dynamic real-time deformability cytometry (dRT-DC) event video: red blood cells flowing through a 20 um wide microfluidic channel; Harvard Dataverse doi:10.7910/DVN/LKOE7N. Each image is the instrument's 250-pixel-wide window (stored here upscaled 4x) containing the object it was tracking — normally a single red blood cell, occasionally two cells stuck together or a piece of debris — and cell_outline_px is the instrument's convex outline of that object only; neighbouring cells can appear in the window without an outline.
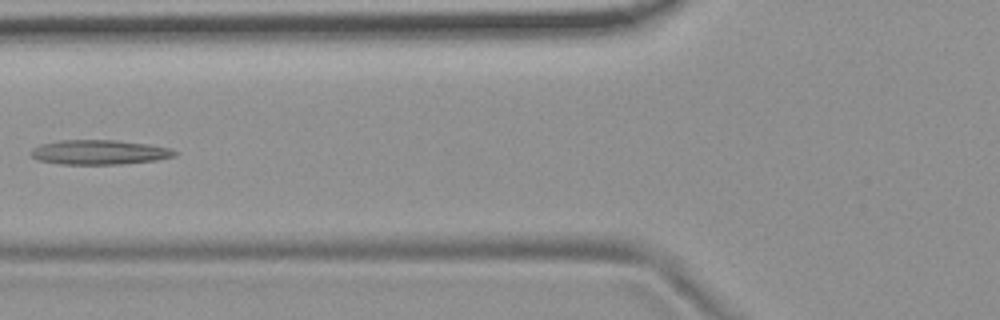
{"species": "common noctule bat (a hibernating species)", "species_latin": "Nyctalus noctula", "temperature_condition": "room temperature", "stored_images_in_passage": 7, "camera_frame_rate_fps": 3000, "um_per_image_px": 0.085, "animal": {"sex": "female", "body_mass_g": 19.9}, "frame": {"image": 1, "passage_image": 6, "time_ms": 1.667, "image_size_px": [1000, 320], "cell_outline_px": [[180, 152], [176, 156], [156, 160], [120, 164], [60, 164], [40, 160], [32, 156], [28, 152], [32, 148], [40, 144], [60, 140], [116, 140], [148, 144], [168, 148]], "centroid_in_image_um": [8.44, 12.93], "position_along_channel_um": 117.4, "area_um2": 20.63}}
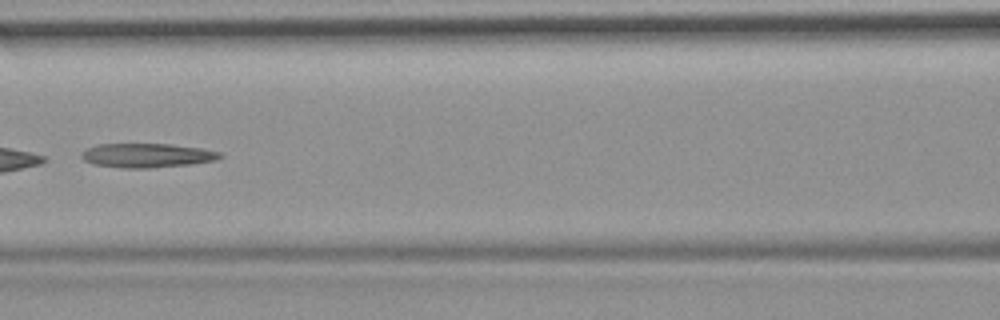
{"frame": {"image": 2, "passage_image": 7, "time_ms": 2.0, "image_size_px": [1000, 320], "cell_outline_px": [[224, 156], [216, 160], [192, 164], [152, 168], [124, 168], [92, 164], [84, 160], [80, 156], [80, 152], [96, 144], [172, 144], [204, 148], [220, 152]], "centroid_in_image_um": [12.51, 13.21], "position_along_channel_um": 154.1, "area_um2": 19.77}}